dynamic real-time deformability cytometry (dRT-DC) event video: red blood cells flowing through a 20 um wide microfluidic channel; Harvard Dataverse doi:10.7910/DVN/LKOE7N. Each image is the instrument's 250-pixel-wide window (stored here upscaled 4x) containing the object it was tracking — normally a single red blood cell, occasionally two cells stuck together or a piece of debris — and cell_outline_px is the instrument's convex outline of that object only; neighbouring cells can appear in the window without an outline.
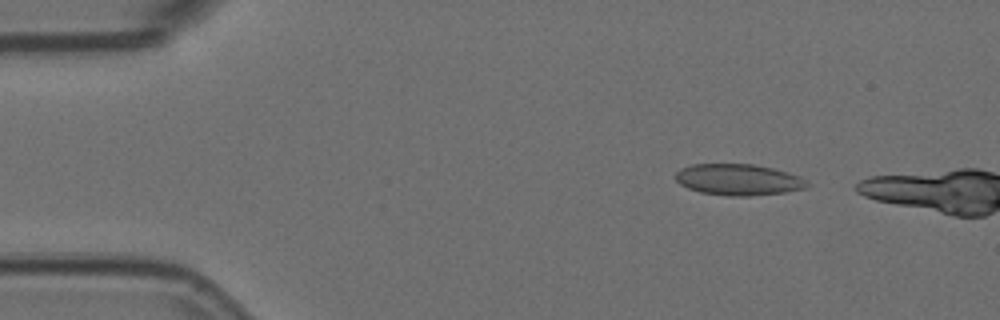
{"species": "Egyptian fruit bat (a non-hibernating species)", "species_latin": "Rousettus aegyptiacus", "temperature_condition": "room temperature", "stored_images_in_passage": 2, "camera_frame_rate_fps": 3000, "um_per_image_px": 0.085, "animal": {"sex": "female"}, "frame": {"image": 1, "passage_image": 1, "time_ms": 0.0, "image_size_px": [1000, 320], "cell_outline_px": [[812, 184], [804, 188], [784, 192], [748, 196], [728, 196], [700, 192], [688, 188], [680, 184], [676, 180], [676, 172], [680, 168], [692, 164], [752, 164], [772, 168], [788, 172], [800, 176]], "centroid_in_image_um": [62.76, 15.27], "position_along_channel_um": 22.2, "area_um2": 23.99}}